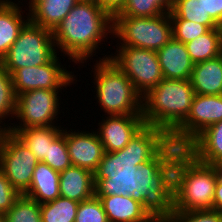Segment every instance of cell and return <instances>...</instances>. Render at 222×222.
Returning <instances> with one entry per match:
<instances>
[{"label": "cell", "mask_w": 222, "mask_h": 222, "mask_svg": "<svg viewBox=\"0 0 222 222\" xmlns=\"http://www.w3.org/2000/svg\"><path fill=\"white\" fill-rule=\"evenodd\" d=\"M172 38L186 44L208 32L210 28L207 25L184 20L181 18H171Z\"/></svg>", "instance_id": "30"}, {"label": "cell", "mask_w": 222, "mask_h": 222, "mask_svg": "<svg viewBox=\"0 0 222 222\" xmlns=\"http://www.w3.org/2000/svg\"><path fill=\"white\" fill-rule=\"evenodd\" d=\"M60 173L44 162H38L29 189L23 194L39 204L50 202L60 196Z\"/></svg>", "instance_id": "21"}, {"label": "cell", "mask_w": 222, "mask_h": 222, "mask_svg": "<svg viewBox=\"0 0 222 222\" xmlns=\"http://www.w3.org/2000/svg\"><path fill=\"white\" fill-rule=\"evenodd\" d=\"M108 58L131 80L135 90L143 97L163 80L157 51L116 46Z\"/></svg>", "instance_id": "11"}, {"label": "cell", "mask_w": 222, "mask_h": 222, "mask_svg": "<svg viewBox=\"0 0 222 222\" xmlns=\"http://www.w3.org/2000/svg\"><path fill=\"white\" fill-rule=\"evenodd\" d=\"M6 131H7V128L0 122V144L3 138V135Z\"/></svg>", "instance_id": "38"}, {"label": "cell", "mask_w": 222, "mask_h": 222, "mask_svg": "<svg viewBox=\"0 0 222 222\" xmlns=\"http://www.w3.org/2000/svg\"><path fill=\"white\" fill-rule=\"evenodd\" d=\"M61 91L35 89L17 95L15 118L19 122L10 121L7 130L14 133L29 127L57 126L55 122L60 121L57 118L63 104L59 96Z\"/></svg>", "instance_id": "10"}, {"label": "cell", "mask_w": 222, "mask_h": 222, "mask_svg": "<svg viewBox=\"0 0 222 222\" xmlns=\"http://www.w3.org/2000/svg\"><path fill=\"white\" fill-rule=\"evenodd\" d=\"M163 79H190L194 63L187 52L186 45L171 39L157 50Z\"/></svg>", "instance_id": "16"}, {"label": "cell", "mask_w": 222, "mask_h": 222, "mask_svg": "<svg viewBox=\"0 0 222 222\" xmlns=\"http://www.w3.org/2000/svg\"><path fill=\"white\" fill-rule=\"evenodd\" d=\"M79 202L59 196L40 204L42 222H75Z\"/></svg>", "instance_id": "26"}, {"label": "cell", "mask_w": 222, "mask_h": 222, "mask_svg": "<svg viewBox=\"0 0 222 222\" xmlns=\"http://www.w3.org/2000/svg\"><path fill=\"white\" fill-rule=\"evenodd\" d=\"M207 12L212 20L222 27V0H207Z\"/></svg>", "instance_id": "34"}, {"label": "cell", "mask_w": 222, "mask_h": 222, "mask_svg": "<svg viewBox=\"0 0 222 222\" xmlns=\"http://www.w3.org/2000/svg\"><path fill=\"white\" fill-rule=\"evenodd\" d=\"M96 3L114 16L122 9L125 4V0H96Z\"/></svg>", "instance_id": "35"}, {"label": "cell", "mask_w": 222, "mask_h": 222, "mask_svg": "<svg viewBox=\"0 0 222 222\" xmlns=\"http://www.w3.org/2000/svg\"><path fill=\"white\" fill-rule=\"evenodd\" d=\"M100 180L86 168L71 166L60 172V196L80 203L96 194Z\"/></svg>", "instance_id": "15"}, {"label": "cell", "mask_w": 222, "mask_h": 222, "mask_svg": "<svg viewBox=\"0 0 222 222\" xmlns=\"http://www.w3.org/2000/svg\"><path fill=\"white\" fill-rule=\"evenodd\" d=\"M219 121H222V95L195 94L187 118L161 146L186 148L201 132Z\"/></svg>", "instance_id": "12"}, {"label": "cell", "mask_w": 222, "mask_h": 222, "mask_svg": "<svg viewBox=\"0 0 222 222\" xmlns=\"http://www.w3.org/2000/svg\"><path fill=\"white\" fill-rule=\"evenodd\" d=\"M17 1L0 0V62L17 40L22 28L30 20L29 12L28 14L26 12L27 17L23 15L25 13V10H22L23 2Z\"/></svg>", "instance_id": "17"}, {"label": "cell", "mask_w": 222, "mask_h": 222, "mask_svg": "<svg viewBox=\"0 0 222 222\" xmlns=\"http://www.w3.org/2000/svg\"><path fill=\"white\" fill-rule=\"evenodd\" d=\"M80 2H83V1H92V2H96V0H78Z\"/></svg>", "instance_id": "41"}, {"label": "cell", "mask_w": 222, "mask_h": 222, "mask_svg": "<svg viewBox=\"0 0 222 222\" xmlns=\"http://www.w3.org/2000/svg\"><path fill=\"white\" fill-rule=\"evenodd\" d=\"M56 54L52 31L29 20L0 63L12 74L23 67L42 66Z\"/></svg>", "instance_id": "8"}, {"label": "cell", "mask_w": 222, "mask_h": 222, "mask_svg": "<svg viewBox=\"0 0 222 222\" xmlns=\"http://www.w3.org/2000/svg\"><path fill=\"white\" fill-rule=\"evenodd\" d=\"M75 222H108L102 203L96 194L78 204Z\"/></svg>", "instance_id": "32"}, {"label": "cell", "mask_w": 222, "mask_h": 222, "mask_svg": "<svg viewBox=\"0 0 222 222\" xmlns=\"http://www.w3.org/2000/svg\"><path fill=\"white\" fill-rule=\"evenodd\" d=\"M101 117L96 133L106 155L121 171L157 169L161 143L148 131L142 115Z\"/></svg>", "instance_id": "3"}, {"label": "cell", "mask_w": 222, "mask_h": 222, "mask_svg": "<svg viewBox=\"0 0 222 222\" xmlns=\"http://www.w3.org/2000/svg\"><path fill=\"white\" fill-rule=\"evenodd\" d=\"M169 222H222V212L213 209L195 211H163Z\"/></svg>", "instance_id": "31"}, {"label": "cell", "mask_w": 222, "mask_h": 222, "mask_svg": "<svg viewBox=\"0 0 222 222\" xmlns=\"http://www.w3.org/2000/svg\"><path fill=\"white\" fill-rule=\"evenodd\" d=\"M52 33L57 53L84 67L113 38V16L96 2L79 1Z\"/></svg>", "instance_id": "4"}, {"label": "cell", "mask_w": 222, "mask_h": 222, "mask_svg": "<svg viewBox=\"0 0 222 222\" xmlns=\"http://www.w3.org/2000/svg\"><path fill=\"white\" fill-rule=\"evenodd\" d=\"M219 170H220V174L222 175V162L220 164L217 165Z\"/></svg>", "instance_id": "40"}, {"label": "cell", "mask_w": 222, "mask_h": 222, "mask_svg": "<svg viewBox=\"0 0 222 222\" xmlns=\"http://www.w3.org/2000/svg\"><path fill=\"white\" fill-rule=\"evenodd\" d=\"M185 45L194 64L218 57L222 54V27L210 29Z\"/></svg>", "instance_id": "23"}, {"label": "cell", "mask_w": 222, "mask_h": 222, "mask_svg": "<svg viewBox=\"0 0 222 222\" xmlns=\"http://www.w3.org/2000/svg\"><path fill=\"white\" fill-rule=\"evenodd\" d=\"M60 126H41L18 129L14 134L35 155L38 162L47 159L48 145L62 132Z\"/></svg>", "instance_id": "22"}, {"label": "cell", "mask_w": 222, "mask_h": 222, "mask_svg": "<svg viewBox=\"0 0 222 222\" xmlns=\"http://www.w3.org/2000/svg\"><path fill=\"white\" fill-rule=\"evenodd\" d=\"M16 101L17 96L14 91L11 74L0 63V122L6 128H8V121L15 120ZM7 118L10 119L6 124L4 121Z\"/></svg>", "instance_id": "27"}, {"label": "cell", "mask_w": 222, "mask_h": 222, "mask_svg": "<svg viewBox=\"0 0 222 222\" xmlns=\"http://www.w3.org/2000/svg\"><path fill=\"white\" fill-rule=\"evenodd\" d=\"M58 55L42 66L16 69L11 74L16 96L35 89L64 90L76 84L77 75L62 65Z\"/></svg>", "instance_id": "14"}, {"label": "cell", "mask_w": 222, "mask_h": 222, "mask_svg": "<svg viewBox=\"0 0 222 222\" xmlns=\"http://www.w3.org/2000/svg\"><path fill=\"white\" fill-rule=\"evenodd\" d=\"M194 96L189 79H163L142 97L144 123L160 143L187 118Z\"/></svg>", "instance_id": "5"}, {"label": "cell", "mask_w": 222, "mask_h": 222, "mask_svg": "<svg viewBox=\"0 0 222 222\" xmlns=\"http://www.w3.org/2000/svg\"><path fill=\"white\" fill-rule=\"evenodd\" d=\"M113 37L118 38V46L157 51L172 39L170 14L154 17L113 16Z\"/></svg>", "instance_id": "7"}, {"label": "cell", "mask_w": 222, "mask_h": 222, "mask_svg": "<svg viewBox=\"0 0 222 222\" xmlns=\"http://www.w3.org/2000/svg\"><path fill=\"white\" fill-rule=\"evenodd\" d=\"M197 160L218 165L222 162V121L201 132L186 148Z\"/></svg>", "instance_id": "19"}, {"label": "cell", "mask_w": 222, "mask_h": 222, "mask_svg": "<svg viewBox=\"0 0 222 222\" xmlns=\"http://www.w3.org/2000/svg\"><path fill=\"white\" fill-rule=\"evenodd\" d=\"M5 222H42L40 204L22 194L5 213Z\"/></svg>", "instance_id": "28"}, {"label": "cell", "mask_w": 222, "mask_h": 222, "mask_svg": "<svg viewBox=\"0 0 222 222\" xmlns=\"http://www.w3.org/2000/svg\"><path fill=\"white\" fill-rule=\"evenodd\" d=\"M189 80L195 94L222 95V54L194 64Z\"/></svg>", "instance_id": "20"}, {"label": "cell", "mask_w": 222, "mask_h": 222, "mask_svg": "<svg viewBox=\"0 0 222 222\" xmlns=\"http://www.w3.org/2000/svg\"><path fill=\"white\" fill-rule=\"evenodd\" d=\"M157 168L161 175L162 211L212 209L220 175L218 166L197 160L185 148L161 146Z\"/></svg>", "instance_id": "1"}, {"label": "cell", "mask_w": 222, "mask_h": 222, "mask_svg": "<svg viewBox=\"0 0 222 222\" xmlns=\"http://www.w3.org/2000/svg\"><path fill=\"white\" fill-rule=\"evenodd\" d=\"M92 72L94 77L92 83L96 92L94 99H98V106L105 112L103 116L142 115V96L107 54L96 60Z\"/></svg>", "instance_id": "6"}, {"label": "cell", "mask_w": 222, "mask_h": 222, "mask_svg": "<svg viewBox=\"0 0 222 222\" xmlns=\"http://www.w3.org/2000/svg\"><path fill=\"white\" fill-rule=\"evenodd\" d=\"M37 163L31 150L7 130L0 144V170L21 195L29 189Z\"/></svg>", "instance_id": "13"}, {"label": "cell", "mask_w": 222, "mask_h": 222, "mask_svg": "<svg viewBox=\"0 0 222 222\" xmlns=\"http://www.w3.org/2000/svg\"><path fill=\"white\" fill-rule=\"evenodd\" d=\"M0 222H5V214L0 213Z\"/></svg>", "instance_id": "39"}, {"label": "cell", "mask_w": 222, "mask_h": 222, "mask_svg": "<svg viewBox=\"0 0 222 222\" xmlns=\"http://www.w3.org/2000/svg\"><path fill=\"white\" fill-rule=\"evenodd\" d=\"M174 0H125L122 9L114 16L154 17L169 13Z\"/></svg>", "instance_id": "25"}, {"label": "cell", "mask_w": 222, "mask_h": 222, "mask_svg": "<svg viewBox=\"0 0 222 222\" xmlns=\"http://www.w3.org/2000/svg\"><path fill=\"white\" fill-rule=\"evenodd\" d=\"M108 222H149L161 211V175L150 171H122L102 179L96 188Z\"/></svg>", "instance_id": "2"}, {"label": "cell", "mask_w": 222, "mask_h": 222, "mask_svg": "<svg viewBox=\"0 0 222 222\" xmlns=\"http://www.w3.org/2000/svg\"><path fill=\"white\" fill-rule=\"evenodd\" d=\"M28 1V0H27ZM78 0H29L26 4L32 23L54 31Z\"/></svg>", "instance_id": "18"}, {"label": "cell", "mask_w": 222, "mask_h": 222, "mask_svg": "<svg viewBox=\"0 0 222 222\" xmlns=\"http://www.w3.org/2000/svg\"><path fill=\"white\" fill-rule=\"evenodd\" d=\"M20 196L0 170V213L5 214Z\"/></svg>", "instance_id": "33"}, {"label": "cell", "mask_w": 222, "mask_h": 222, "mask_svg": "<svg viewBox=\"0 0 222 222\" xmlns=\"http://www.w3.org/2000/svg\"><path fill=\"white\" fill-rule=\"evenodd\" d=\"M149 222H169L166 215L161 210L153 219Z\"/></svg>", "instance_id": "37"}, {"label": "cell", "mask_w": 222, "mask_h": 222, "mask_svg": "<svg viewBox=\"0 0 222 222\" xmlns=\"http://www.w3.org/2000/svg\"><path fill=\"white\" fill-rule=\"evenodd\" d=\"M213 210L222 212V175L220 174L215 186Z\"/></svg>", "instance_id": "36"}, {"label": "cell", "mask_w": 222, "mask_h": 222, "mask_svg": "<svg viewBox=\"0 0 222 222\" xmlns=\"http://www.w3.org/2000/svg\"><path fill=\"white\" fill-rule=\"evenodd\" d=\"M62 132L72 166L86 168L101 180L116 177L122 172L106 155L96 130H67L63 126Z\"/></svg>", "instance_id": "9"}, {"label": "cell", "mask_w": 222, "mask_h": 222, "mask_svg": "<svg viewBox=\"0 0 222 222\" xmlns=\"http://www.w3.org/2000/svg\"><path fill=\"white\" fill-rule=\"evenodd\" d=\"M43 162L59 173L72 166L63 132L48 145L47 159Z\"/></svg>", "instance_id": "29"}, {"label": "cell", "mask_w": 222, "mask_h": 222, "mask_svg": "<svg viewBox=\"0 0 222 222\" xmlns=\"http://www.w3.org/2000/svg\"><path fill=\"white\" fill-rule=\"evenodd\" d=\"M170 18H181L207 25L210 29L219 28L207 12V0H174Z\"/></svg>", "instance_id": "24"}]
</instances>
